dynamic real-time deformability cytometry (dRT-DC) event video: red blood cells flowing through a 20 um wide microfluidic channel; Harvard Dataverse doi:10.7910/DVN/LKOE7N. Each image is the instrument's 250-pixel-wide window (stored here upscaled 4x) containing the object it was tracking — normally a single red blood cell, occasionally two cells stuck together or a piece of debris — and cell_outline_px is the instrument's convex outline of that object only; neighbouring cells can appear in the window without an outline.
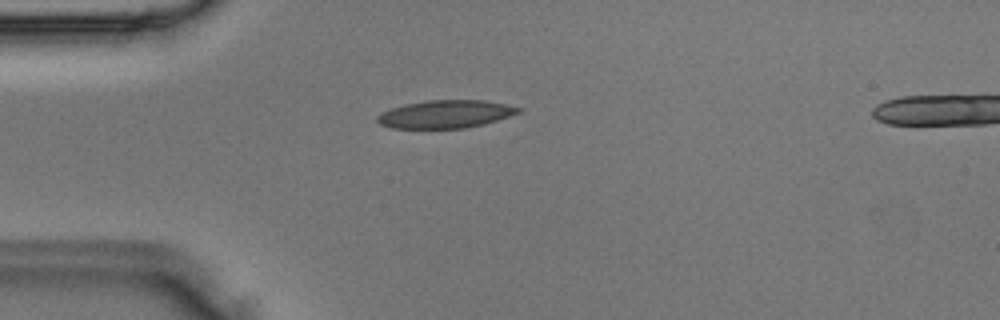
{"species": "Egyptian fruit bat (a non-hibernating species)", "species_latin": "Rousettus aegyptiacus", "temperature_condition": "room temperature", "stored_images_in_passage": 37, "camera_frame_rate_fps": 3000, "um_per_image_px": 0.085, "animal": {"sex": "male"}, "frame": {"image": 1, "passage_image": 1, "time_ms": 0.0, "image_size_px": [1000, 320], "cell_outline_px": [[524, 108], [520, 112], [484, 124], [464, 128], [392, 128], [380, 124], [376, 120], [376, 116], [380, 112], [404, 104], [428, 100], [484, 100]], "centroid_in_image_um": [37.84, 9.7], "position_along_channel_um": 47.2, "area_um2": 22.89}}
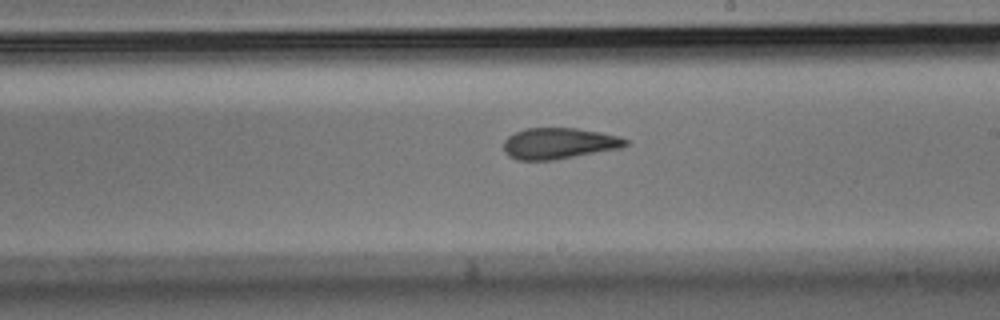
{"frame": {"image": 2, "passage_image": 16, "time_ms": 5.0, "image_size_px": [1000, 320], "cell_outline_px": [[628, 144], [620, 148], [552, 160], [516, 160], [508, 156], [504, 152], [504, 140], [508, 136], [516, 132], [528, 128], [576, 128], [600, 132], [620, 136], [628, 140]], "centroid_in_image_um": [47.49, 12.19], "position_along_channel_um": 241.5, "area_um2": 22.02}}
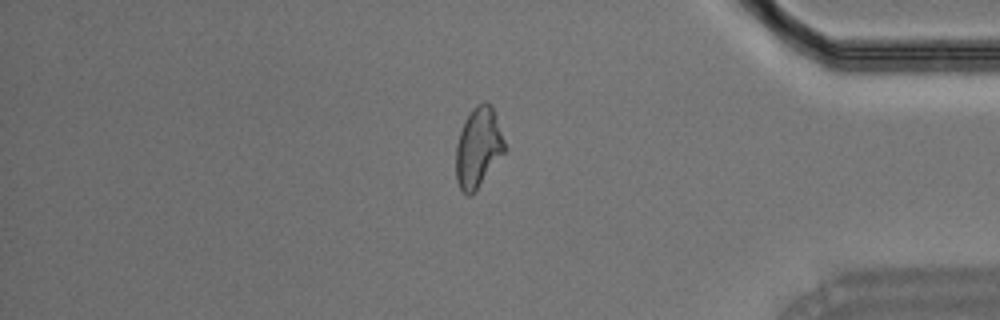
{"frame": {"image": 3, "passage_image": 29, "time_ms": 9.333, "image_size_px": [1000, 320], "cell_outline_px": [[508, 148], [476, 188], [468, 196], [460, 188], [456, 180], [456, 144], [460, 132], [472, 108], [476, 104], [484, 100], [492, 104]], "centroid_in_image_um": [40.68, 12.47], "position_along_channel_um": 394.5, "area_um2": 22.54}}